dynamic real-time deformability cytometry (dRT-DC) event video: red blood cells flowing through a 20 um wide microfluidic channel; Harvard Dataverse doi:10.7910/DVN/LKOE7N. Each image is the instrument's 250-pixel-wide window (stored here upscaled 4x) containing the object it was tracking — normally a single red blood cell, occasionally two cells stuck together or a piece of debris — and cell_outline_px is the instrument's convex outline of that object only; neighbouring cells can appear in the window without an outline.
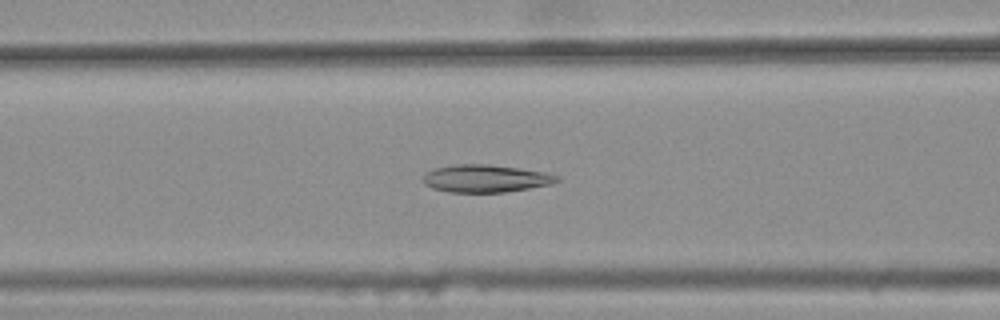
{"species": "common noctule bat (a hibernating species)", "species_latin": "Nyctalus noctula", "temperature_condition": "warm", "stored_images_in_passage": 46, "camera_frame_rate_fps": 3000, "um_per_image_px": 0.085, "animal": {"sex": "female", "body_mass_g": 25.1}, "frame": {"image": 1, "passage_image": 22, "time_ms": 7.0, "image_size_px": [1000, 320], "cell_outline_px": [[560, 180], [552, 184], [504, 192], [448, 192], [432, 188], [424, 184], [424, 176], [428, 172], [436, 168], [456, 164], [488, 164], [520, 168], [544, 172], [560, 176]], "centroid_in_image_um": [41.3, 15.17], "position_along_channel_um": 125.3, "area_um2": 21.39}}
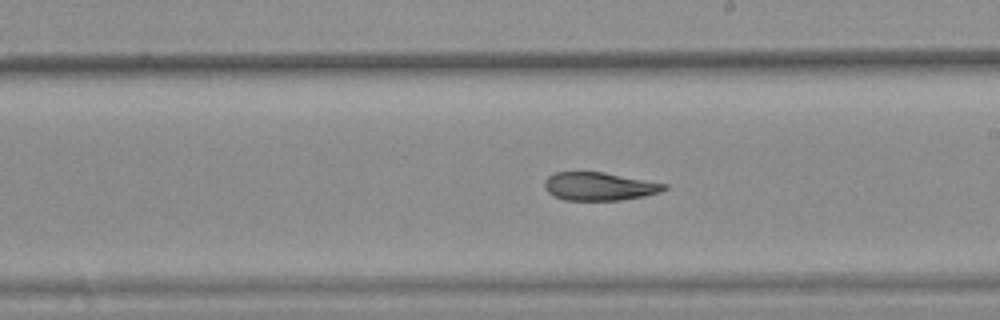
{"frame": {"image": 2, "passage_image": 31, "time_ms": 10.0, "image_size_px": [1000, 320], "cell_outline_px": [[668, 188], [660, 192], [644, 196], [620, 200], [564, 200], [552, 196], [544, 188], [544, 180], [552, 172], [604, 172], [668, 184]], "centroid_in_image_um": [50.91, 15.84], "position_along_channel_um": 238.1, "area_um2": 19.83}}
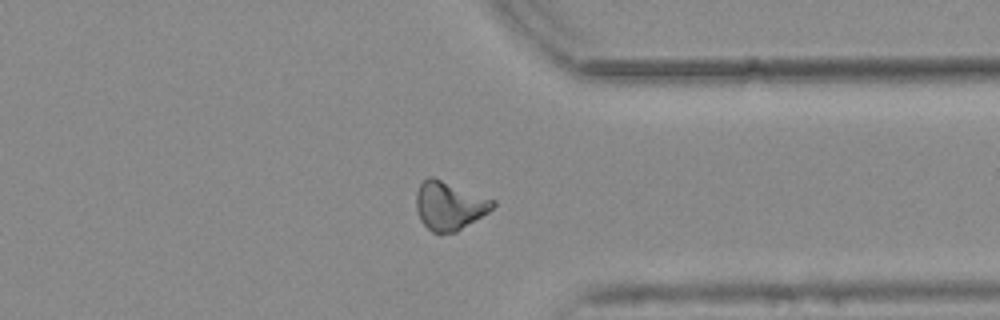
{"frame": {"image": 3, "passage_image": 42, "time_ms": 13.667, "image_size_px": [1000, 320], "cell_outline_px": [[496, 204], [488, 212], [456, 232], [432, 232], [420, 220], [416, 208], [416, 192], [420, 184], [428, 176], [432, 176], [496, 200]], "centroid_in_image_um": [38.18, 17.46], "position_along_channel_um": 373.2, "area_um2": 21.5}, "authors_computed_cell_mechanics": {"area_um2": 21.386, "velocity_mm_per_s": 3.7724, "shape_relaxation_time_tau1_ms": null, "shape_relaxation_time_tau2_ms": 3.4699, "deformation_change_tau1": null, "deformation_change_tau2": 0.1045}}